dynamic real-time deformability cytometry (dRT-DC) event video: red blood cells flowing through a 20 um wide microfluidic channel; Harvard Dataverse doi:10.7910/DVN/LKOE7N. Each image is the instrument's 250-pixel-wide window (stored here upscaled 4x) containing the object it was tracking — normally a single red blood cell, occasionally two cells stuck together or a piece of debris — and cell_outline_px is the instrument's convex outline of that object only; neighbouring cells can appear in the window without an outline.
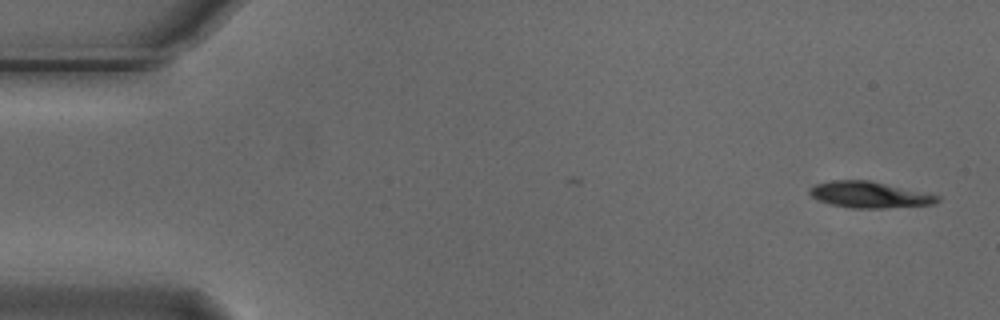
{"species": "Egyptian fruit bat (a non-hibernating species)", "species_latin": "Rousettus aegyptiacus", "temperature_condition": "cold", "stored_images_in_passage": 3, "camera_frame_rate_fps": 3000, "um_per_image_px": 0.085, "animal": {"sex": "male"}, "frame": {"image": 1, "passage_image": 1, "time_ms": 0.0, "image_size_px": [1000, 320], "cell_outline_px": [[940, 200], [936, 204], [888, 208], [852, 208], [832, 204], [816, 200], [808, 192], [816, 184], [832, 180], [872, 180], [928, 192], [940, 196]], "centroid_in_image_um": [73.98, 16.55], "position_along_channel_um": 11.0, "area_um2": 19.83}}